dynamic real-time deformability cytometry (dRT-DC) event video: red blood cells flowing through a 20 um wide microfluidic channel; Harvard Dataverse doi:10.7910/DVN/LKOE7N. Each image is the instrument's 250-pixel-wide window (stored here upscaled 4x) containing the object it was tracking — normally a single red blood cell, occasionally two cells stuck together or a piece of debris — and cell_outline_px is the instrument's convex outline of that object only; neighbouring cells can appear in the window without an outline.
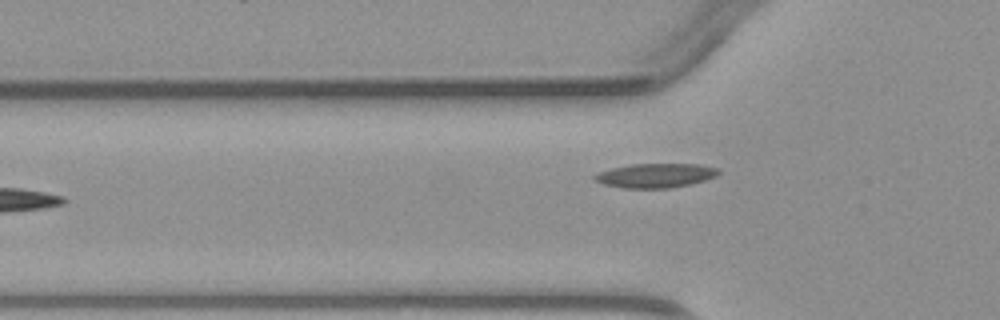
{"species": "common noctule bat (a hibernating species)", "species_latin": "Nyctalus noctula", "temperature_condition": "warm", "stored_images_in_passage": 4, "camera_frame_rate_fps": 3000, "um_per_image_px": 0.085, "animal": {"sex": "male", "body_mass_g": 23.1, "forearm_length_mm": 52.7}, "frame": {"image": 1, "passage_image": 3, "time_ms": 2.333, "image_size_px": [1000, 320], "cell_outline_px": [[720, 172], [716, 176], [692, 184], [672, 188], [620, 188], [604, 184], [592, 180], [592, 176], [596, 172], [628, 164], [700, 164], [720, 168]], "centroid_in_image_um": [55.69, 14.92], "position_along_channel_um": 70.1, "area_um2": 17.86}}
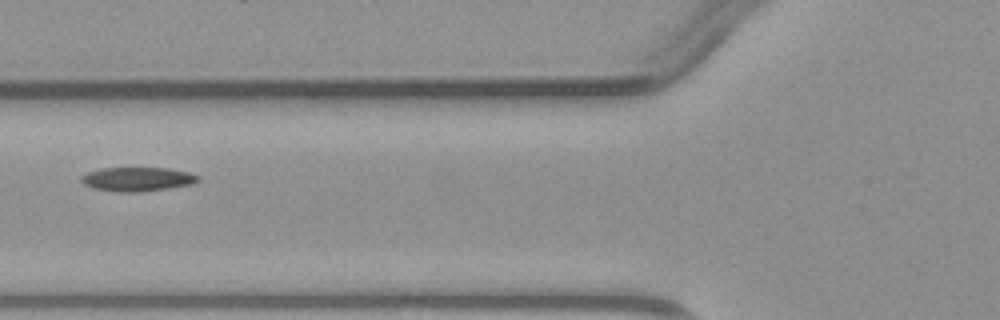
{"frame": {"image": 2, "passage_image": 4, "time_ms": 3.333, "image_size_px": [1000, 320], "cell_outline_px": [[200, 180], [192, 184], [168, 188], [136, 192], [116, 192], [92, 188], [84, 184], [80, 180], [80, 176], [88, 172], [100, 168], [168, 168], [188, 172], [200, 176]], "centroid_in_image_um": [11.66, 15.23], "position_along_channel_um": 114.1, "area_um2": 16.42}}